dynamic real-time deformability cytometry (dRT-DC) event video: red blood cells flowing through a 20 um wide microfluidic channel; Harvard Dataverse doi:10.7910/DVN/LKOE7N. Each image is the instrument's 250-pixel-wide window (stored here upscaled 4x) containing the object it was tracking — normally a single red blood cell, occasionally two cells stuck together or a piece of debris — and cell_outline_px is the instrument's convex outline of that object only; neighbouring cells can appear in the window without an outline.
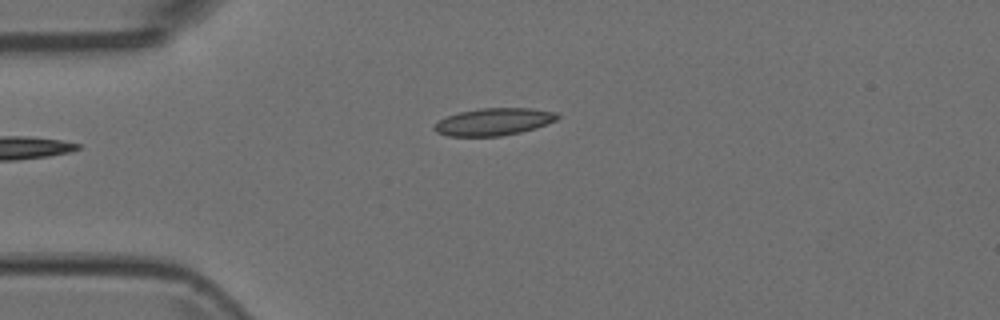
{"species": "Egyptian fruit bat (a non-hibernating species)", "species_latin": "Rousettus aegyptiacus", "temperature_condition": "room temperature", "stored_images_in_passage": 3, "camera_frame_rate_fps": 3000, "um_per_image_px": 0.085, "animal": {"sex": "female"}, "frame": {"image": 1, "passage_image": 3, "time_ms": 0.667, "image_size_px": [1000, 320], "cell_outline_px": [[560, 116], [556, 120], [536, 128], [520, 132], [500, 136], [448, 136], [436, 132], [432, 128], [440, 120], [448, 116], [460, 112], [480, 108], [532, 108], [556, 112]], "centroid_in_image_um": [41.98, 10.35], "position_along_channel_um": 43.0, "area_um2": 19.48}}